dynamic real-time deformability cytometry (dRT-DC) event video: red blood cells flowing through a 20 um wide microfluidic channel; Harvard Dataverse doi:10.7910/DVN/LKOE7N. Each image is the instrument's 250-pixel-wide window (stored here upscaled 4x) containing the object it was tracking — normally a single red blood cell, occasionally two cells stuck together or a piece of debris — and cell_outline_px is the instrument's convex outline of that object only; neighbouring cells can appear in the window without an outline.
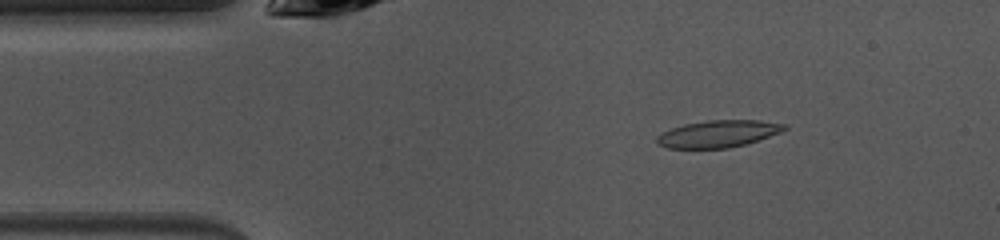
{"species": "common noctule bat (a hibernating species)", "species_latin": "Nyctalus noctula", "temperature_condition": "warm", "stored_images_in_passage": 47, "camera_frame_rate_fps": 3000, "um_per_image_px": 0.085, "animal": {"sex": "female", "body_mass_g": 10.0, "forearm_length_mm": 53.1}, "frame": {"image": 1, "passage_image": 6, "time_ms": 1.667, "image_size_px": [1000, 240], "cell_outline_px": [[788, 128], [780, 132], [744, 144], [728, 148], [668, 148], [656, 144], [656, 136], [672, 128], [684, 124], [708, 120], [760, 120], [788, 124]], "centroid_in_image_um": [61.04, 11.36], "position_along_channel_um": 24.0, "area_um2": 20.0}}
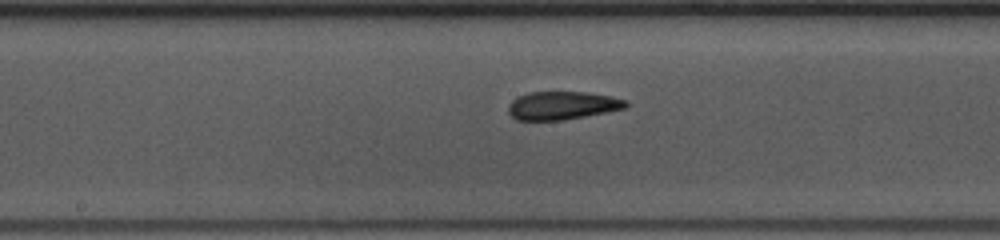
{"frame": {"image": 2, "passage_image": 22, "time_ms": 7.0, "image_size_px": [1000, 240], "cell_outline_px": [[628, 108], [564, 120], [516, 120], [508, 112], [508, 104], [512, 100], [528, 92], [588, 92], [628, 100]], "centroid_in_image_um": [47.81, 8.97], "position_along_channel_um": 200.4, "area_um2": 19.36}}
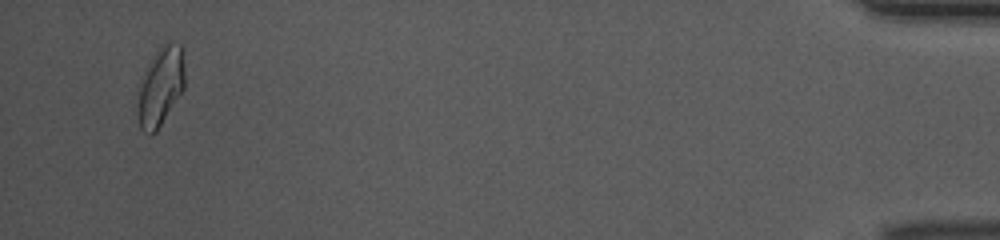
{"frame": {"image": 3, "passage_image": 45, "time_ms": 14.667, "image_size_px": [1000, 240], "cell_outline_px": [[184, 88], [156, 132], [148, 136], [140, 128], [136, 112], [136, 92], [140, 76], [152, 56], [160, 44], [180, 44], [184, 48]], "centroid_in_image_um": [13.59, 7.36], "position_along_channel_um": 421.6, "area_um2": 22.37}, "authors_computed_cell_mechanics": {"area_um2": 19.5942, "velocity_mm_per_s": 4.0511, "shape_relaxation_time_tau1_ms": 4.7945, "shape_relaxation_time_tau2_ms": 1.2329, "deformation_change_tau1": 0.1518, "deformation_change_tau2": 0.0854}}